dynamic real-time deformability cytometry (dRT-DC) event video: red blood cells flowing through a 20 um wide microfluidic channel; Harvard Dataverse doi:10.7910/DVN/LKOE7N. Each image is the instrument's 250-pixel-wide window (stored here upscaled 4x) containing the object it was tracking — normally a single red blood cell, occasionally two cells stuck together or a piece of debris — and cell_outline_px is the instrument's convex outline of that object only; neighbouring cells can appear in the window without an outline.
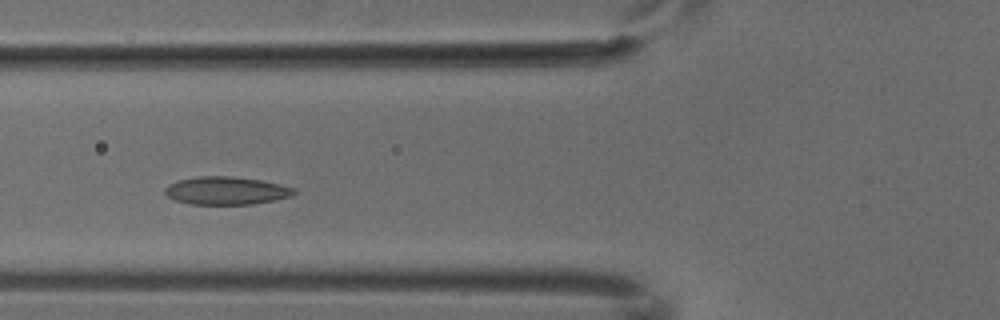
{"species": "common noctule bat (a hibernating species)", "species_latin": "Nyctalus noctula", "temperature_condition": "cold", "stored_images_in_passage": 7, "camera_frame_rate_fps": 3000, "um_per_image_px": 0.085, "animal": {"sex": "male", "body_mass_g": 18.8}, "frame": {"image": 1, "passage_image": 5, "time_ms": 1.333, "image_size_px": [1000, 320], "cell_outline_px": [[296, 192], [292, 196], [276, 200], [252, 204], [192, 204], [176, 200], [168, 196], [164, 192], [164, 188], [168, 184], [176, 180], [200, 176], [232, 176], [260, 180], [296, 188]], "centroid_in_image_um": [19.23, 16.2], "position_along_channel_um": 106.6, "area_um2": 21.04}}
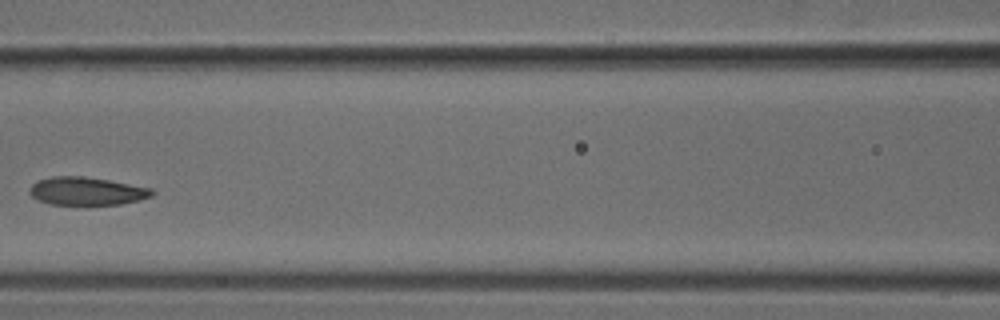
{"frame": {"image": 2, "passage_image": 6, "time_ms": 1.667, "image_size_px": [1000, 320], "cell_outline_px": [[156, 192], [152, 196], [140, 200], [120, 204], [48, 204], [32, 196], [28, 192], [28, 188], [36, 180], [52, 176], [84, 176], [108, 180], [152, 188]], "centroid_in_image_um": [7.36, 16.23], "position_along_channel_um": 159.2, "area_um2": 20.06}}
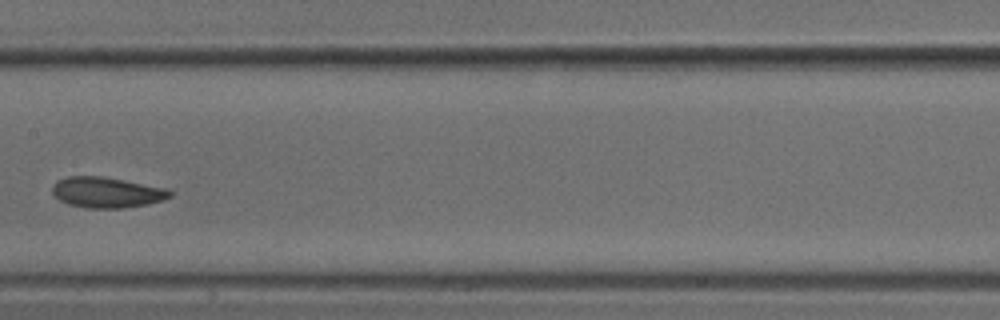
{"frame": {"image": 3, "passage_image": 7, "time_ms": 2.0, "image_size_px": [1000, 320], "cell_outline_px": [[172, 196], [164, 200], [148, 204], [120, 208], [84, 208], [68, 204], [60, 200], [52, 192], [52, 184], [56, 180], [68, 176], [100, 176], [124, 180], [168, 188], [172, 192]], "centroid_in_image_um": [9.07, 16.35], "position_along_channel_um": 198.3, "area_um2": 21.15}}